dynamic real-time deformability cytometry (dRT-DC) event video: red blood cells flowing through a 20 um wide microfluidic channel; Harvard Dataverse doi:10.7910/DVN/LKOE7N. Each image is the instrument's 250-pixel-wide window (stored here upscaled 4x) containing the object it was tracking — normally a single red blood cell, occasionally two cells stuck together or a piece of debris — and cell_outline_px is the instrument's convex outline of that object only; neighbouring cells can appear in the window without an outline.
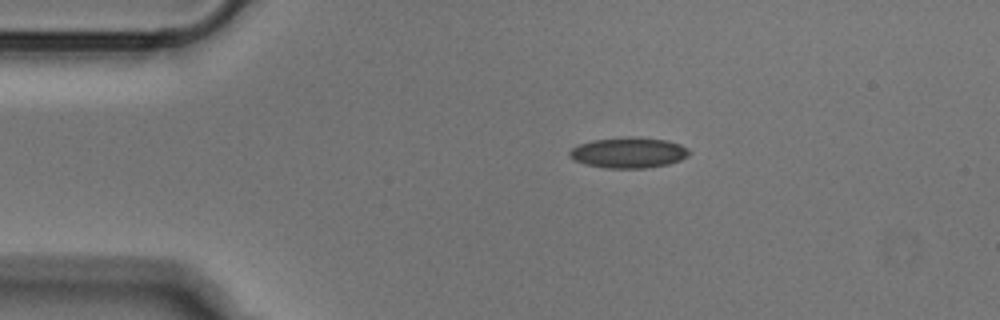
{"species": "Egyptian fruit bat (a non-hibernating species)", "species_latin": "Rousettus aegyptiacus", "temperature_condition": "cold", "stored_images_in_passage": 43, "camera_frame_rate_fps": 3000, "um_per_image_px": 0.085, "animal": {"sex": "male"}, "frame": {"image": 1, "passage_image": 1, "time_ms": 0.0, "image_size_px": [1000, 320], "cell_outline_px": [[692, 152], [688, 156], [680, 160], [668, 164], [648, 168], [608, 168], [584, 164], [572, 160], [568, 156], [568, 152], [572, 148], [580, 144], [592, 140], [628, 136], [640, 136], [668, 140], [680, 144], [688, 148]], "centroid_in_image_um": [53.44, 12.96], "position_along_channel_um": 31.6, "area_um2": 21.79}}
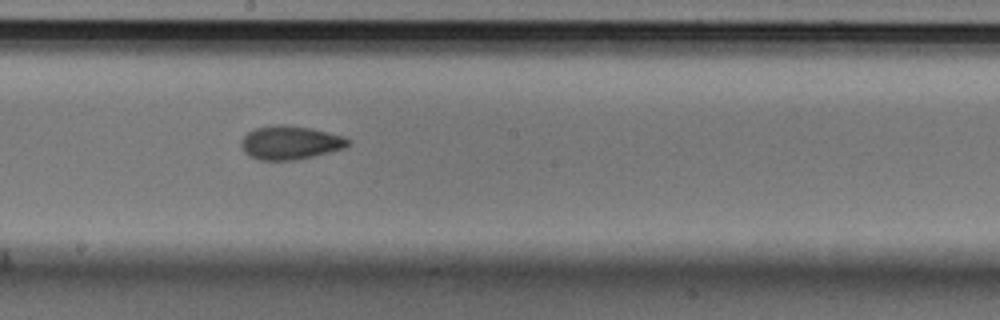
{"frame": {"image": 2, "passage_image": 19, "time_ms": 6.0, "image_size_px": [1000, 320], "cell_outline_px": [[352, 144], [344, 148], [296, 160], [260, 160], [248, 156], [244, 152], [240, 144], [240, 140], [248, 132], [256, 128], [276, 124], [284, 124], [312, 128], [344, 136], [352, 140]], "centroid_in_image_um": [24.67, 12.12], "position_along_channel_um": 223.5, "area_um2": 21.15}}
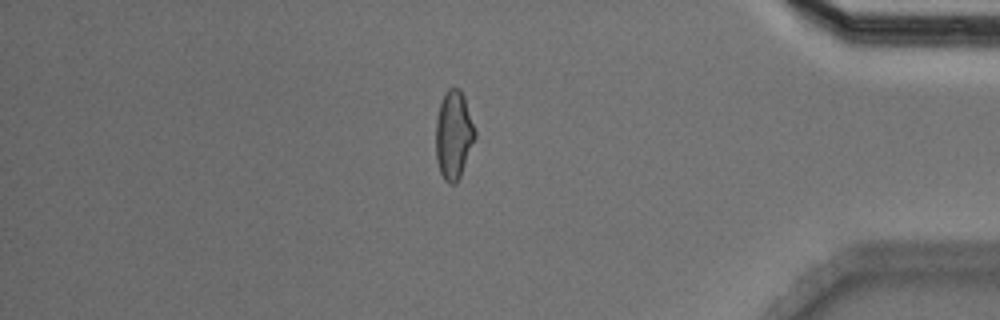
{"frame": {"image": 3, "passage_image": 35, "time_ms": 11.333, "image_size_px": [1000, 320], "cell_outline_px": [[476, 136], [460, 176], [456, 184], [448, 184], [444, 180], [440, 172], [436, 160], [436, 120], [440, 104], [444, 92], [448, 88], [460, 88], [464, 96], [476, 132]], "centroid_in_image_um": [38.55, 11.47], "position_along_channel_um": 396.7, "area_um2": 20.17}}